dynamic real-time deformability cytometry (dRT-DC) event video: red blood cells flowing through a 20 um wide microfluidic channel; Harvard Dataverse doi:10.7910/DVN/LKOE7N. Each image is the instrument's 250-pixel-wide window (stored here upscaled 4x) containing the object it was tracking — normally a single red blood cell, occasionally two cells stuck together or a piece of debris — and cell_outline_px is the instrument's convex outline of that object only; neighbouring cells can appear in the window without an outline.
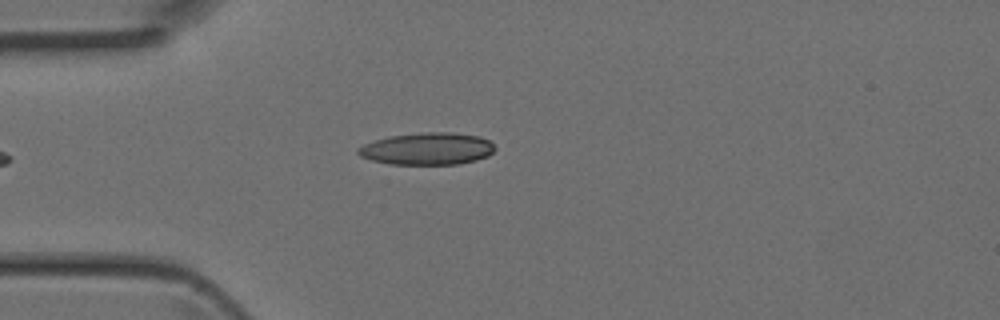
{"species": "Egyptian fruit bat (a non-hibernating species)", "species_latin": "Rousettus aegyptiacus", "temperature_condition": "room temperature", "stored_images_in_passage": 3, "camera_frame_rate_fps": 3000, "um_per_image_px": 0.085, "animal": {"sex": "female"}, "frame": {"image": 1, "passage_image": 3, "time_ms": 0.667, "image_size_px": [1000, 320], "cell_outline_px": [[496, 148], [488, 156], [476, 160], [460, 164], [388, 164], [372, 160], [360, 156], [356, 152], [356, 148], [364, 144], [388, 136], [420, 132], [452, 132], [480, 136], [488, 140]], "centroid_in_image_um": [36.31, 12.64], "position_along_channel_um": 48.7, "area_um2": 25.78}}